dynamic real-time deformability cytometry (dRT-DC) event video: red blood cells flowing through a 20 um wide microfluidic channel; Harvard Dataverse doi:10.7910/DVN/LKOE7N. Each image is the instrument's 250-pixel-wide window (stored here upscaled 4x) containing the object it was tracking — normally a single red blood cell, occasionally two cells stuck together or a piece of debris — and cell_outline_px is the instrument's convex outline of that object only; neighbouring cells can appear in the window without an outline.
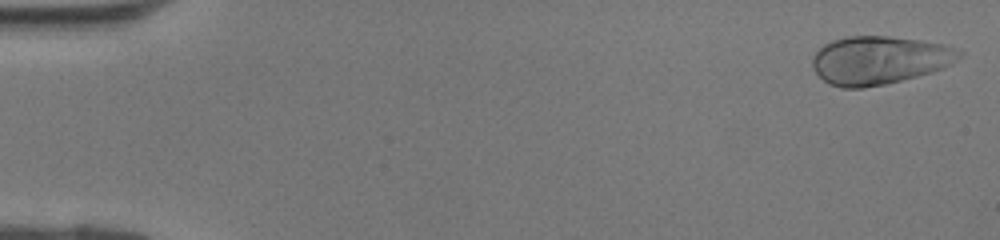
{"species": "human", "species_latin": "Homo sapiens", "temperature_condition": "room temperature", "stored_images_in_passage": 41, "camera_frame_rate_fps": 3000, "um_per_image_px": 0.085, "donor": {"sex": "female"}, "frame": {"image": 1, "passage_image": 1, "time_ms": 0.0, "image_size_px": [1000, 240], "cell_outline_px": [[964, 52], [956, 60], [944, 68], [916, 76], [884, 84], [864, 88], [840, 88], [828, 84], [816, 72], [812, 64], [812, 56], [824, 44], [832, 40], [848, 36], [888, 36], [920, 40], [940, 44]], "centroid_in_image_um": [74.69, 5.12], "position_along_channel_um": 10.3, "area_um2": 40.98}}
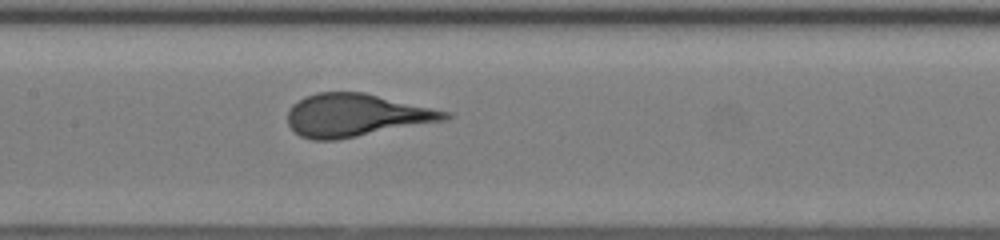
{"frame": {"image": 2, "passage_image": 20, "time_ms": 6.333, "image_size_px": [1000, 240], "cell_outline_px": [[452, 116], [448, 120], [336, 140], [312, 140], [300, 136], [288, 124], [288, 112], [292, 104], [304, 96], [316, 92], [364, 92], [452, 112]], "centroid_in_image_um": [30.29, 9.79], "position_along_channel_um": 177.1, "area_um2": 39.42}}
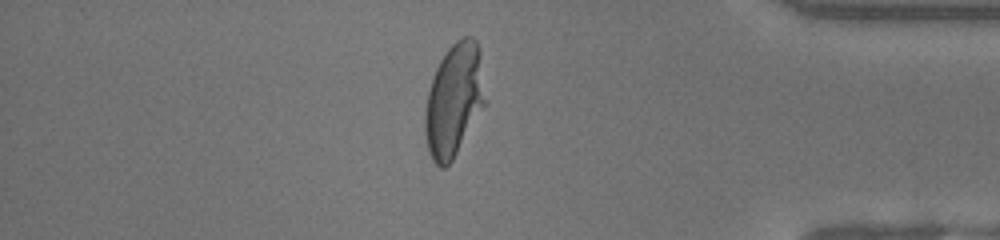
{"frame": {"image": 3, "passage_image": 35, "time_ms": 11.333, "image_size_px": [1000, 240], "cell_outline_px": [[484, 104], [452, 160], [444, 168], [440, 168], [432, 160], [428, 152], [424, 132], [424, 116], [428, 92], [436, 68], [440, 60], [448, 48], [456, 40], [464, 36], [472, 36], [476, 40], [480, 48], [484, 100]], "centroid_in_image_um": [38.55, 8.49], "position_along_channel_um": 396.6, "area_um2": 39.02}}